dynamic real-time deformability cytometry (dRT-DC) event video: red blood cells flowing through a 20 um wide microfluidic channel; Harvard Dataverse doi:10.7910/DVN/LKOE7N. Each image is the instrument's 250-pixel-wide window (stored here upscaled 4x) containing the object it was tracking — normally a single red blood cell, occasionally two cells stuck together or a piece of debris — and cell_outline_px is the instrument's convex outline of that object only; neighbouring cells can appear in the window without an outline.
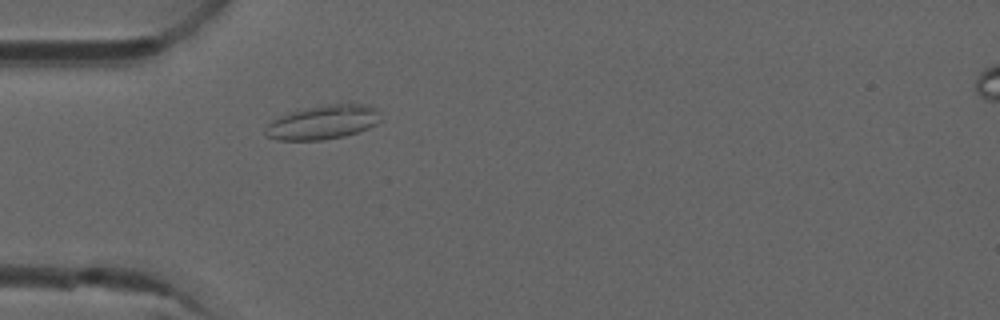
{"species": "common noctule bat (a hibernating species)", "species_latin": "Nyctalus noctula", "temperature_condition": "room temperature", "stored_images_in_passage": 1, "camera_frame_rate_fps": 3000, "um_per_image_px": 0.085, "animal": {"sex": "male", "forearm_length_mm": 52.5}, "frame": {"image": 1, "passage_image": 1, "time_ms": 0.0, "image_size_px": [1000, 320], "cell_outline_px": [[380, 120], [376, 124], [368, 128], [344, 136], [320, 140], [276, 140], [264, 136], [264, 132], [268, 124], [272, 120], [288, 112], [348, 100], [368, 104], [376, 108]], "centroid_in_image_um": [27.47, 10.36], "position_along_channel_um": 57.5, "area_um2": 23.35}}